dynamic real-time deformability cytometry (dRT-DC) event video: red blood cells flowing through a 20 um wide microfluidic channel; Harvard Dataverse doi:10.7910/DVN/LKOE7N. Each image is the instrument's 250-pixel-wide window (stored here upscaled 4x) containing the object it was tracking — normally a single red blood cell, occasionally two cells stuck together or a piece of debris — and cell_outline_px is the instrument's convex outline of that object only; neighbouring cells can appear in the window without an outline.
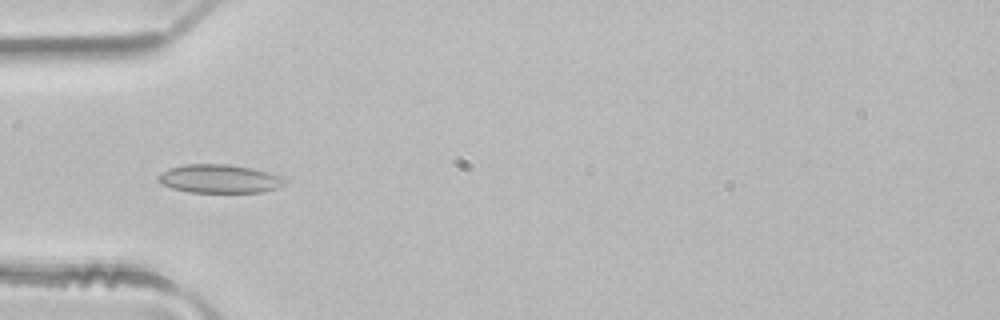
{"species": "common noctule bat (a hibernating species)", "species_latin": "Nyctalus noctula", "temperature_condition": "room temperature", "stored_images_in_passage": 35, "camera_frame_rate_fps": 3000, "um_per_image_px": 0.085, "animal": {"sex": "male", "body_mass_g": 21.5, "forearm_length_mm": 52.0}, "frame": {"image": 1, "passage_image": 1, "time_ms": 0.0, "image_size_px": [1000, 320], "cell_outline_px": [[284, 184], [280, 188], [264, 192], [188, 192], [172, 188], [156, 180], [156, 176], [160, 172], [168, 168], [184, 164], [228, 164], [252, 168], [268, 172], [280, 176], [284, 180]], "centroid_in_image_um": [18.61, 15.19], "position_along_channel_um": 66.4, "area_um2": 21.15}}
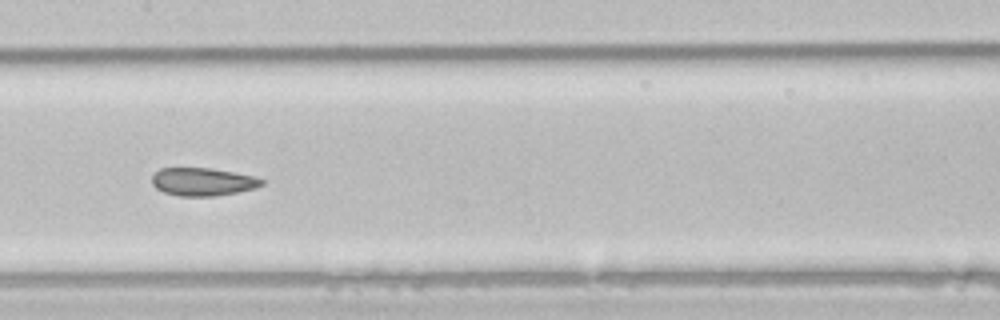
{"frame": {"image": 2, "passage_image": 10, "time_ms": 3.0, "image_size_px": [1000, 320], "cell_outline_px": [[264, 184], [256, 188], [216, 196], [176, 196], [164, 192], [156, 188], [152, 184], [152, 176], [160, 168], [208, 168], [256, 176], [264, 180]], "centroid_in_image_um": [17.24, 15.45], "position_along_channel_um": 190.2, "area_um2": 17.92}}
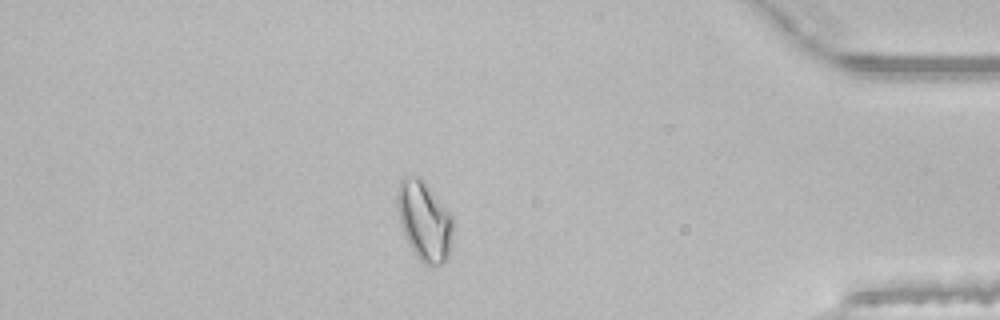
{"frame": {"image": 3, "passage_image": 28, "time_ms": 9.0, "image_size_px": [1000, 320], "cell_outline_px": [[452, 232], [448, 256], [440, 264], [432, 268], [424, 264], [416, 256], [400, 224], [396, 204], [396, 192], [400, 180], [404, 176], [420, 176], [424, 180], [452, 216]], "centroid_in_image_um": [36.04, 18.74], "position_along_channel_um": 399.2, "area_um2": 25.72}, "authors_computed_cell_mechanics": {"area_um2": 19.0162, "velocity_mm_per_s": 4.1326, "shape_relaxation_time_tau1_ms": null, "shape_relaxation_time_tau2_ms": 0.7938, "deformation_change_tau1": null, "deformation_change_tau2": 0.0735}}